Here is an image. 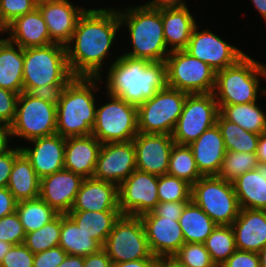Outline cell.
<instances>
[{"label": "cell", "mask_w": 266, "mask_h": 267, "mask_svg": "<svg viewBox=\"0 0 266 267\" xmlns=\"http://www.w3.org/2000/svg\"><path fill=\"white\" fill-rule=\"evenodd\" d=\"M120 28L117 8L86 9L65 46L71 73L75 77L101 78L103 61L109 57Z\"/></svg>", "instance_id": "obj_1"}, {"label": "cell", "mask_w": 266, "mask_h": 267, "mask_svg": "<svg viewBox=\"0 0 266 267\" xmlns=\"http://www.w3.org/2000/svg\"><path fill=\"white\" fill-rule=\"evenodd\" d=\"M116 57L106 75L108 94L139 106L167 87L165 61L149 62L123 54Z\"/></svg>", "instance_id": "obj_2"}, {"label": "cell", "mask_w": 266, "mask_h": 267, "mask_svg": "<svg viewBox=\"0 0 266 267\" xmlns=\"http://www.w3.org/2000/svg\"><path fill=\"white\" fill-rule=\"evenodd\" d=\"M117 10L120 25H127L132 43V50L123 55L149 62L166 61L170 51L164 39L161 6L156 7L147 2Z\"/></svg>", "instance_id": "obj_3"}, {"label": "cell", "mask_w": 266, "mask_h": 267, "mask_svg": "<svg viewBox=\"0 0 266 267\" xmlns=\"http://www.w3.org/2000/svg\"><path fill=\"white\" fill-rule=\"evenodd\" d=\"M101 79L75 77L67 85L56 106L57 134L65 138L92 134L96 117L95 95Z\"/></svg>", "instance_id": "obj_4"}, {"label": "cell", "mask_w": 266, "mask_h": 267, "mask_svg": "<svg viewBox=\"0 0 266 267\" xmlns=\"http://www.w3.org/2000/svg\"><path fill=\"white\" fill-rule=\"evenodd\" d=\"M260 77L266 79V65L245 54L234 65L216 72L214 97L218 105L256 102L266 89L260 88Z\"/></svg>", "instance_id": "obj_5"}, {"label": "cell", "mask_w": 266, "mask_h": 267, "mask_svg": "<svg viewBox=\"0 0 266 267\" xmlns=\"http://www.w3.org/2000/svg\"><path fill=\"white\" fill-rule=\"evenodd\" d=\"M74 78L65 46L52 43L24 49L23 92L45 85H68Z\"/></svg>", "instance_id": "obj_6"}, {"label": "cell", "mask_w": 266, "mask_h": 267, "mask_svg": "<svg viewBox=\"0 0 266 267\" xmlns=\"http://www.w3.org/2000/svg\"><path fill=\"white\" fill-rule=\"evenodd\" d=\"M191 200L216 225H232L241 209L232 182L218 176H202L192 185Z\"/></svg>", "instance_id": "obj_7"}, {"label": "cell", "mask_w": 266, "mask_h": 267, "mask_svg": "<svg viewBox=\"0 0 266 267\" xmlns=\"http://www.w3.org/2000/svg\"><path fill=\"white\" fill-rule=\"evenodd\" d=\"M106 94L109 101L96 106L92 135L102 144L132 141L139 132L137 106Z\"/></svg>", "instance_id": "obj_8"}, {"label": "cell", "mask_w": 266, "mask_h": 267, "mask_svg": "<svg viewBox=\"0 0 266 267\" xmlns=\"http://www.w3.org/2000/svg\"><path fill=\"white\" fill-rule=\"evenodd\" d=\"M187 94L167 86L137 106L138 131L171 135L182 113Z\"/></svg>", "instance_id": "obj_9"}, {"label": "cell", "mask_w": 266, "mask_h": 267, "mask_svg": "<svg viewBox=\"0 0 266 267\" xmlns=\"http://www.w3.org/2000/svg\"><path fill=\"white\" fill-rule=\"evenodd\" d=\"M102 248L112 263L157 259L149 249L144 224L139 216L120 215Z\"/></svg>", "instance_id": "obj_10"}, {"label": "cell", "mask_w": 266, "mask_h": 267, "mask_svg": "<svg viewBox=\"0 0 266 267\" xmlns=\"http://www.w3.org/2000/svg\"><path fill=\"white\" fill-rule=\"evenodd\" d=\"M56 105L22 92L17 100L16 115L10 125L11 137L26 141L51 136L56 130Z\"/></svg>", "instance_id": "obj_11"}, {"label": "cell", "mask_w": 266, "mask_h": 267, "mask_svg": "<svg viewBox=\"0 0 266 267\" xmlns=\"http://www.w3.org/2000/svg\"><path fill=\"white\" fill-rule=\"evenodd\" d=\"M167 86L188 94L213 93L216 71L185 50L172 51L166 58Z\"/></svg>", "instance_id": "obj_12"}, {"label": "cell", "mask_w": 266, "mask_h": 267, "mask_svg": "<svg viewBox=\"0 0 266 267\" xmlns=\"http://www.w3.org/2000/svg\"><path fill=\"white\" fill-rule=\"evenodd\" d=\"M219 106L213 93L187 94L182 113L171 134L174 142L189 145L217 124Z\"/></svg>", "instance_id": "obj_13"}, {"label": "cell", "mask_w": 266, "mask_h": 267, "mask_svg": "<svg viewBox=\"0 0 266 267\" xmlns=\"http://www.w3.org/2000/svg\"><path fill=\"white\" fill-rule=\"evenodd\" d=\"M121 215L141 216L159 203L158 176L135 170L118 186Z\"/></svg>", "instance_id": "obj_14"}, {"label": "cell", "mask_w": 266, "mask_h": 267, "mask_svg": "<svg viewBox=\"0 0 266 267\" xmlns=\"http://www.w3.org/2000/svg\"><path fill=\"white\" fill-rule=\"evenodd\" d=\"M192 57L207 63L216 72L234 65L245 53L209 30L199 31L195 25L187 48Z\"/></svg>", "instance_id": "obj_15"}, {"label": "cell", "mask_w": 266, "mask_h": 267, "mask_svg": "<svg viewBox=\"0 0 266 267\" xmlns=\"http://www.w3.org/2000/svg\"><path fill=\"white\" fill-rule=\"evenodd\" d=\"M136 170L133 141L102 144L92 178L119 186Z\"/></svg>", "instance_id": "obj_16"}, {"label": "cell", "mask_w": 266, "mask_h": 267, "mask_svg": "<svg viewBox=\"0 0 266 267\" xmlns=\"http://www.w3.org/2000/svg\"><path fill=\"white\" fill-rule=\"evenodd\" d=\"M148 246L155 257H172L185 243L179 218L157 216L153 211L142 214Z\"/></svg>", "instance_id": "obj_17"}, {"label": "cell", "mask_w": 266, "mask_h": 267, "mask_svg": "<svg viewBox=\"0 0 266 267\" xmlns=\"http://www.w3.org/2000/svg\"><path fill=\"white\" fill-rule=\"evenodd\" d=\"M136 152V169L157 176L167 174L173 145L171 135L138 132L132 140Z\"/></svg>", "instance_id": "obj_18"}, {"label": "cell", "mask_w": 266, "mask_h": 267, "mask_svg": "<svg viewBox=\"0 0 266 267\" xmlns=\"http://www.w3.org/2000/svg\"><path fill=\"white\" fill-rule=\"evenodd\" d=\"M84 178L63 169L40 179V198L59 214H68Z\"/></svg>", "instance_id": "obj_19"}, {"label": "cell", "mask_w": 266, "mask_h": 267, "mask_svg": "<svg viewBox=\"0 0 266 267\" xmlns=\"http://www.w3.org/2000/svg\"><path fill=\"white\" fill-rule=\"evenodd\" d=\"M52 43L66 46L72 38L79 17L86 9L77 7L68 0L37 4Z\"/></svg>", "instance_id": "obj_20"}, {"label": "cell", "mask_w": 266, "mask_h": 267, "mask_svg": "<svg viewBox=\"0 0 266 267\" xmlns=\"http://www.w3.org/2000/svg\"><path fill=\"white\" fill-rule=\"evenodd\" d=\"M34 147H21V151L30 160L37 176L53 174L64 169L66 138L59 134L39 137L30 140Z\"/></svg>", "instance_id": "obj_21"}, {"label": "cell", "mask_w": 266, "mask_h": 267, "mask_svg": "<svg viewBox=\"0 0 266 267\" xmlns=\"http://www.w3.org/2000/svg\"><path fill=\"white\" fill-rule=\"evenodd\" d=\"M202 176H217L226 149L222 133L217 124L207 129L197 140L188 145Z\"/></svg>", "instance_id": "obj_22"}, {"label": "cell", "mask_w": 266, "mask_h": 267, "mask_svg": "<svg viewBox=\"0 0 266 267\" xmlns=\"http://www.w3.org/2000/svg\"><path fill=\"white\" fill-rule=\"evenodd\" d=\"M231 227L238 250L259 253L266 245V210L241 208Z\"/></svg>", "instance_id": "obj_23"}, {"label": "cell", "mask_w": 266, "mask_h": 267, "mask_svg": "<svg viewBox=\"0 0 266 267\" xmlns=\"http://www.w3.org/2000/svg\"><path fill=\"white\" fill-rule=\"evenodd\" d=\"M102 143L92 134L67 137L65 143L64 169L92 178Z\"/></svg>", "instance_id": "obj_24"}, {"label": "cell", "mask_w": 266, "mask_h": 267, "mask_svg": "<svg viewBox=\"0 0 266 267\" xmlns=\"http://www.w3.org/2000/svg\"><path fill=\"white\" fill-rule=\"evenodd\" d=\"M71 210L119 211L118 186L94 178L84 179Z\"/></svg>", "instance_id": "obj_25"}, {"label": "cell", "mask_w": 266, "mask_h": 267, "mask_svg": "<svg viewBox=\"0 0 266 267\" xmlns=\"http://www.w3.org/2000/svg\"><path fill=\"white\" fill-rule=\"evenodd\" d=\"M7 33V39L23 49L52 44L46 22L38 7L9 23Z\"/></svg>", "instance_id": "obj_26"}, {"label": "cell", "mask_w": 266, "mask_h": 267, "mask_svg": "<svg viewBox=\"0 0 266 267\" xmlns=\"http://www.w3.org/2000/svg\"><path fill=\"white\" fill-rule=\"evenodd\" d=\"M189 10L188 6H161L164 39L170 52L187 48L197 24Z\"/></svg>", "instance_id": "obj_27"}, {"label": "cell", "mask_w": 266, "mask_h": 267, "mask_svg": "<svg viewBox=\"0 0 266 267\" xmlns=\"http://www.w3.org/2000/svg\"><path fill=\"white\" fill-rule=\"evenodd\" d=\"M240 208L266 210V163L237 177L233 182Z\"/></svg>", "instance_id": "obj_28"}, {"label": "cell", "mask_w": 266, "mask_h": 267, "mask_svg": "<svg viewBox=\"0 0 266 267\" xmlns=\"http://www.w3.org/2000/svg\"><path fill=\"white\" fill-rule=\"evenodd\" d=\"M24 49L0 38V88L21 94L23 92Z\"/></svg>", "instance_id": "obj_29"}, {"label": "cell", "mask_w": 266, "mask_h": 267, "mask_svg": "<svg viewBox=\"0 0 266 267\" xmlns=\"http://www.w3.org/2000/svg\"><path fill=\"white\" fill-rule=\"evenodd\" d=\"M7 188L17 202L40 196V178L23 152L14 160Z\"/></svg>", "instance_id": "obj_30"}, {"label": "cell", "mask_w": 266, "mask_h": 267, "mask_svg": "<svg viewBox=\"0 0 266 267\" xmlns=\"http://www.w3.org/2000/svg\"><path fill=\"white\" fill-rule=\"evenodd\" d=\"M59 246L70 255L87 256L98 252L102 246L77 226L68 214H61Z\"/></svg>", "instance_id": "obj_31"}, {"label": "cell", "mask_w": 266, "mask_h": 267, "mask_svg": "<svg viewBox=\"0 0 266 267\" xmlns=\"http://www.w3.org/2000/svg\"><path fill=\"white\" fill-rule=\"evenodd\" d=\"M68 215L79 228L91 235L103 247L121 213L120 211L71 210Z\"/></svg>", "instance_id": "obj_32"}, {"label": "cell", "mask_w": 266, "mask_h": 267, "mask_svg": "<svg viewBox=\"0 0 266 267\" xmlns=\"http://www.w3.org/2000/svg\"><path fill=\"white\" fill-rule=\"evenodd\" d=\"M185 243L204 244L216 228L214 221L192 200L189 201L179 218Z\"/></svg>", "instance_id": "obj_33"}, {"label": "cell", "mask_w": 266, "mask_h": 267, "mask_svg": "<svg viewBox=\"0 0 266 267\" xmlns=\"http://www.w3.org/2000/svg\"><path fill=\"white\" fill-rule=\"evenodd\" d=\"M256 102L236 105H218L219 113L226 119L246 130L262 134L266 132V113Z\"/></svg>", "instance_id": "obj_34"}, {"label": "cell", "mask_w": 266, "mask_h": 267, "mask_svg": "<svg viewBox=\"0 0 266 267\" xmlns=\"http://www.w3.org/2000/svg\"><path fill=\"white\" fill-rule=\"evenodd\" d=\"M16 212L26 234L40 229L59 214L40 197L17 202Z\"/></svg>", "instance_id": "obj_35"}, {"label": "cell", "mask_w": 266, "mask_h": 267, "mask_svg": "<svg viewBox=\"0 0 266 267\" xmlns=\"http://www.w3.org/2000/svg\"><path fill=\"white\" fill-rule=\"evenodd\" d=\"M217 125L222 133L226 151L257 152L259 134L247 132L236 123L226 120L220 113Z\"/></svg>", "instance_id": "obj_36"}, {"label": "cell", "mask_w": 266, "mask_h": 267, "mask_svg": "<svg viewBox=\"0 0 266 267\" xmlns=\"http://www.w3.org/2000/svg\"><path fill=\"white\" fill-rule=\"evenodd\" d=\"M168 175L180 178L189 184H195L202 175L200 174L192 150L188 145L174 144L171 150Z\"/></svg>", "instance_id": "obj_37"}, {"label": "cell", "mask_w": 266, "mask_h": 267, "mask_svg": "<svg viewBox=\"0 0 266 267\" xmlns=\"http://www.w3.org/2000/svg\"><path fill=\"white\" fill-rule=\"evenodd\" d=\"M204 244L217 267L237 250L231 225H217Z\"/></svg>", "instance_id": "obj_38"}, {"label": "cell", "mask_w": 266, "mask_h": 267, "mask_svg": "<svg viewBox=\"0 0 266 267\" xmlns=\"http://www.w3.org/2000/svg\"><path fill=\"white\" fill-rule=\"evenodd\" d=\"M61 233V214L40 229L27 233L23 244L33 253H40L59 246Z\"/></svg>", "instance_id": "obj_39"}, {"label": "cell", "mask_w": 266, "mask_h": 267, "mask_svg": "<svg viewBox=\"0 0 266 267\" xmlns=\"http://www.w3.org/2000/svg\"><path fill=\"white\" fill-rule=\"evenodd\" d=\"M258 163L256 153L226 151L217 176L233 182L242 174L255 169Z\"/></svg>", "instance_id": "obj_40"}, {"label": "cell", "mask_w": 266, "mask_h": 267, "mask_svg": "<svg viewBox=\"0 0 266 267\" xmlns=\"http://www.w3.org/2000/svg\"><path fill=\"white\" fill-rule=\"evenodd\" d=\"M192 185L183 179L164 174L158 176L159 202L191 201Z\"/></svg>", "instance_id": "obj_41"}, {"label": "cell", "mask_w": 266, "mask_h": 267, "mask_svg": "<svg viewBox=\"0 0 266 267\" xmlns=\"http://www.w3.org/2000/svg\"><path fill=\"white\" fill-rule=\"evenodd\" d=\"M172 257L185 267H217L202 243H184Z\"/></svg>", "instance_id": "obj_42"}, {"label": "cell", "mask_w": 266, "mask_h": 267, "mask_svg": "<svg viewBox=\"0 0 266 267\" xmlns=\"http://www.w3.org/2000/svg\"><path fill=\"white\" fill-rule=\"evenodd\" d=\"M26 233L17 212L0 218V240L12 245L22 244Z\"/></svg>", "instance_id": "obj_43"}, {"label": "cell", "mask_w": 266, "mask_h": 267, "mask_svg": "<svg viewBox=\"0 0 266 267\" xmlns=\"http://www.w3.org/2000/svg\"><path fill=\"white\" fill-rule=\"evenodd\" d=\"M35 8L36 0H0V16L7 25Z\"/></svg>", "instance_id": "obj_44"}, {"label": "cell", "mask_w": 266, "mask_h": 267, "mask_svg": "<svg viewBox=\"0 0 266 267\" xmlns=\"http://www.w3.org/2000/svg\"><path fill=\"white\" fill-rule=\"evenodd\" d=\"M34 254L22 243L12 245L0 267H33Z\"/></svg>", "instance_id": "obj_45"}, {"label": "cell", "mask_w": 266, "mask_h": 267, "mask_svg": "<svg viewBox=\"0 0 266 267\" xmlns=\"http://www.w3.org/2000/svg\"><path fill=\"white\" fill-rule=\"evenodd\" d=\"M19 94L0 88V123L10 126L16 115Z\"/></svg>", "instance_id": "obj_46"}, {"label": "cell", "mask_w": 266, "mask_h": 267, "mask_svg": "<svg viewBox=\"0 0 266 267\" xmlns=\"http://www.w3.org/2000/svg\"><path fill=\"white\" fill-rule=\"evenodd\" d=\"M67 255L60 246L49 248L34 254L33 267H57L65 260Z\"/></svg>", "instance_id": "obj_47"}, {"label": "cell", "mask_w": 266, "mask_h": 267, "mask_svg": "<svg viewBox=\"0 0 266 267\" xmlns=\"http://www.w3.org/2000/svg\"><path fill=\"white\" fill-rule=\"evenodd\" d=\"M219 267H260V258L257 252L236 250Z\"/></svg>", "instance_id": "obj_48"}, {"label": "cell", "mask_w": 266, "mask_h": 267, "mask_svg": "<svg viewBox=\"0 0 266 267\" xmlns=\"http://www.w3.org/2000/svg\"><path fill=\"white\" fill-rule=\"evenodd\" d=\"M21 148L10 147L0 155V187H7L15 158L21 153Z\"/></svg>", "instance_id": "obj_49"}, {"label": "cell", "mask_w": 266, "mask_h": 267, "mask_svg": "<svg viewBox=\"0 0 266 267\" xmlns=\"http://www.w3.org/2000/svg\"><path fill=\"white\" fill-rule=\"evenodd\" d=\"M66 87L67 85H45L34 88L30 94L57 106Z\"/></svg>", "instance_id": "obj_50"}, {"label": "cell", "mask_w": 266, "mask_h": 267, "mask_svg": "<svg viewBox=\"0 0 266 267\" xmlns=\"http://www.w3.org/2000/svg\"><path fill=\"white\" fill-rule=\"evenodd\" d=\"M189 201L159 202L152 210L157 216L180 218L185 205Z\"/></svg>", "instance_id": "obj_51"}, {"label": "cell", "mask_w": 266, "mask_h": 267, "mask_svg": "<svg viewBox=\"0 0 266 267\" xmlns=\"http://www.w3.org/2000/svg\"><path fill=\"white\" fill-rule=\"evenodd\" d=\"M17 201L7 187H0V218L16 211Z\"/></svg>", "instance_id": "obj_52"}, {"label": "cell", "mask_w": 266, "mask_h": 267, "mask_svg": "<svg viewBox=\"0 0 266 267\" xmlns=\"http://www.w3.org/2000/svg\"><path fill=\"white\" fill-rule=\"evenodd\" d=\"M112 261L107 252L101 248L98 252L84 257V267H111Z\"/></svg>", "instance_id": "obj_53"}, {"label": "cell", "mask_w": 266, "mask_h": 267, "mask_svg": "<svg viewBox=\"0 0 266 267\" xmlns=\"http://www.w3.org/2000/svg\"><path fill=\"white\" fill-rule=\"evenodd\" d=\"M157 259H140L128 262L112 263L111 267H156Z\"/></svg>", "instance_id": "obj_54"}, {"label": "cell", "mask_w": 266, "mask_h": 267, "mask_svg": "<svg viewBox=\"0 0 266 267\" xmlns=\"http://www.w3.org/2000/svg\"><path fill=\"white\" fill-rule=\"evenodd\" d=\"M10 126L0 123V155L5 153L9 148Z\"/></svg>", "instance_id": "obj_55"}, {"label": "cell", "mask_w": 266, "mask_h": 267, "mask_svg": "<svg viewBox=\"0 0 266 267\" xmlns=\"http://www.w3.org/2000/svg\"><path fill=\"white\" fill-rule=\"evenodd\" d=\"M57 267H84V257L68 254L65 260Z\"/></svg>", "instance_id": "obj_56"}, {"label": "cell", "mask_w": 266, "mask_h": 267, "mask_svg": "<svg viewBox=\"0 0 266 267\" xmlns=\"http://www.w3.org/2000/svg\"><path fill=\"white\" fill-rule=\"evenodd\" d=\"M256 156L259 162L266 163V132L259 136Z\"/></svg>", "instance_id": "obj_57"}, {"label": "cell", "mask_w": 266, "mask_h": 267, "mask_svg": "<svg viewBox=\"0 0 266 267\" xmlns=\"http://www.w3.org/2000/svg\"><path fill=\"white\" fill-rule=\"evenodd\" d=\"M156 267H185L173 257H158Z\"/></svg>", "instance_id": "obj_58"}, {"label": "cell", "mask_w": 266, "mask_h": 267, "mask_svg": "<svg viewBox=\"0 0 266 267\" xmlns=\"http://www.w3.org/2000/svg\"><path fill=\"white\" fill-rule=\"evenodd\" d=\"M149 4L160 7V6H187L184 0H149Z\"/></svg>", "instance_id": "obj_59"}, {"label": "cell", "mask_w": 266, "mask_h": 267, "mask_svg": "<svg viewBox=\"0 0 266 267\" xmlns=\"http://www.w3.org/2000/svg\"><path fill=\"white\" fill-rule=\"evenodd\" d=\"M253 6L260 13L261 17L266 21V0H251ZM266 23V22H265Z\"/></svg>", "instance_id": "obj_60"}, {"label": "cell", "mask_w": 266, "mask_h": 267, "mask_svg": "<svg viewBox=\"0 0 266 267\" xmlns=\"http://www.w3.org/2000/svg\"><path fill=\"white\" fill-rule=\"evenodd\" d=\"M11 247H12V244L0 240V264L4 256L8 253Z\"/></svg>", "instance_id": "obj_61"}, {"label": "cell", "mask_w": 266, "mask_h": 267, "mask_svg": "<svg viewBox=\"0 0 266 267\" xmlns=\"http://www.w3.org/2000/svg\"><path fill=\"white\" fill-rule=\"evenodd\" d=\"M260 258V267H266V245L258 253Z\"/></svg>", "instance_id": "obj_62"}, {"label": "cell", "mask_w": 266, "mask_h": 267, "mask_svg": "<svg viewBox=\"0 0 266 267\" xmlns=\"http://www.w3.org/2000/svg\"><path fill=\"white\" fill-rule=\"evenodd\" d=\"M0 33H2L1 35H5V33L7 34V24L2 20L1 16H0Z\"/></svg>", "instance_id": "obj_63"}, {"label": "cell", "mask_w": 266, "mask_h": 267, "mask_svg": "<svg viewBox=\"0 0 266 267\" xmlns=\"http://www.w3.org/2000/svg\"><path fill=\"white\" fill-rule=\"evenodd\" d=\"M53 1H61V0H36L37 4L45 3V2H53Z\"/></svg>", "instance_id": "obj_64"}]
</instances>
